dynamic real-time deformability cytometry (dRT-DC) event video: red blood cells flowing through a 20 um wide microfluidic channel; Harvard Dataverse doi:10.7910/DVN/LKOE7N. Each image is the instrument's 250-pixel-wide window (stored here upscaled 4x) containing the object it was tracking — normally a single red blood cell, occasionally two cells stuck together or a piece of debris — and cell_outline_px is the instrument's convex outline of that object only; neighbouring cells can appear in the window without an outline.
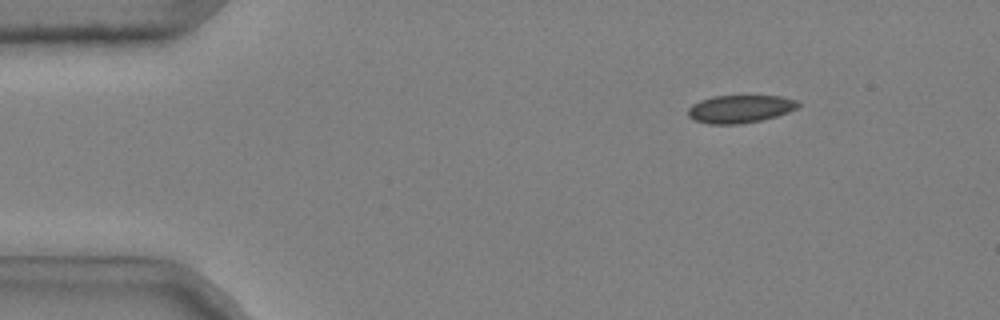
{"species": "common noctule bat (a hibernating species)", "species_latin": "Nyctalus noctula", "temperature_condition": "cold", "stored_images_in_passage": 47, "camera_frame_rate_fps": 3000, "um_per_image_px": 0.085, "animal": {"sex": "male", "body_mass_g": 20.4}, "frame": {"image": 1, "passage_image": 6, "time_ms": 1.667, "image_size_px": [1000, 320], "cell_outline_px": [[800, 104], [796, 108], [788, 112], [776, 116], [760, 120], [740, 124], [708, 124], [692, 120], [688, 116], [688, 108], [692, 104], [700, 100], [716, 96], [780, 96], [796, 100]], "centroid_in_image_um": [62.86, 9.26], "position_along_channel_um": 22.1, "area_um2": 17.8}}
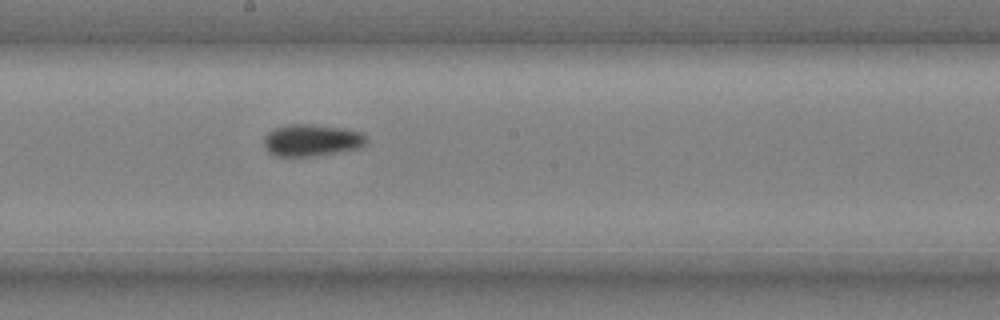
{"frame": {"image": 2, "passage_image": 28, "time_ms": 9.0, "image_size_px": [1000, 320], "cell_outline_px": [[368, 144], [364, 148], [320, 156], [276, 156], [268, 152], [264, 144], [264, 136], [272, 128], [288, 124], [312, 124], [344, 128], [360, 132], [368, 136]], "centroid_in_image_um": [26.56, 11.93], "position_along_channel_um": 221.6, "area_um2": 19.71}}
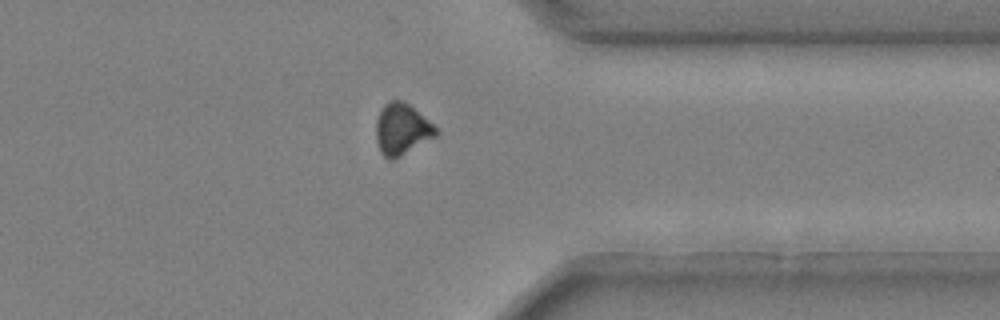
{"frame": {"image": 3, "passage_image": 41, "time_ms": 13.333, "image_size_px": [1000, 320], "cell_outline_px": [[440, 132], [436, 136], [400, 156], [392, 160], [388, 160], [380, 152], [376, 140], [376, 120], [384, 104], [388, 100], [400, 100], [408, 104], [428, 120]], "centroid_in_image_um": [34.13, 10.99], "position_along_channel_um": 377.3, "area_um2": 17.74}, "authors_computed_cell_mechanics": {"area_um2": 18.2648, "velocity_mm_per_s": 3.7221, "shape_relaxation_time_tau1_ms": 5.4938, "shape_relaxation_time_tau2_ms": null, "deformation_change_tau1": 0.1041, "deformation_change_tau2": null}}